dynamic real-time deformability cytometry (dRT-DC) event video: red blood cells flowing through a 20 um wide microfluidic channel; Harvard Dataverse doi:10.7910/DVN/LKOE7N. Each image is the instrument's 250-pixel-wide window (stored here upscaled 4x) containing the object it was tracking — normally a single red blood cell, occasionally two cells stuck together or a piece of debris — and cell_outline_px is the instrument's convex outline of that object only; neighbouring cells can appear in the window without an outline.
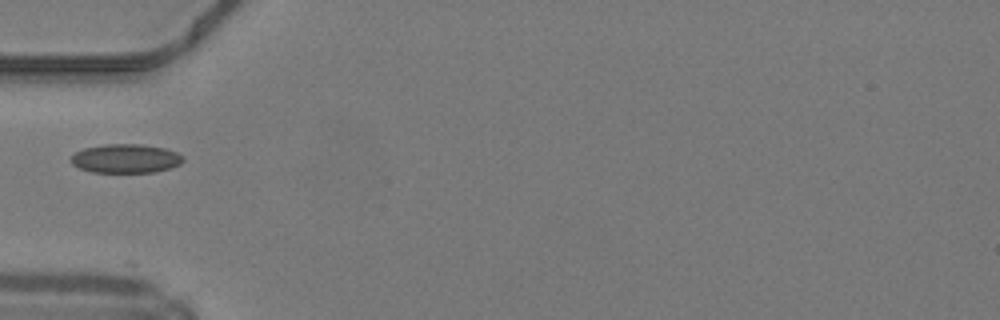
{"species": "common noctule bat (a hibernating species)", "species_latin": "Nyctalus noctula", "temperature_condition": "warm", "stored_images_in_passage": 33, "camera_frame_rate_fps": 3000, "um_per_image_px": 0.085, "animal": {"sex": "male", "body_mass_g": 19.2, "forearm_length_mm": 51.8}, "frame": {"image": 1, "passage_image": 1, "time_ms": 0.0, "image_size_px": [1000, 320], "cell_outline_px": [[184, 160], [180, 164], [172, 168], [156, 172], [92, 172], [80, 168], [72, 164], [72, 156], [76, 152], [84, 148], [104, 144], [140, 144], [164, 148], [176, 152], [184, 156]], "centroid_in_image_um": [10.73, 13.47], "position_along_channel_um": 74.3, "area_um2": 18.9}}
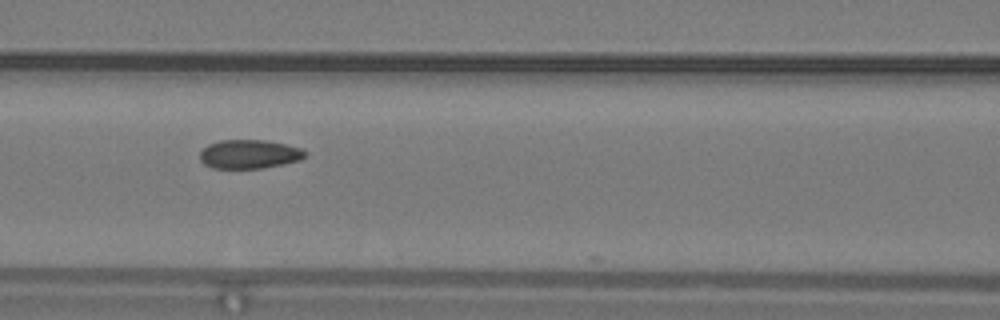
{"frame": {"image": 2, "passage_image": 6, "time_ms": 1.667, "image_size_px": [1000, 320], "cell_outline_px": [[308, 156], [300, 160], [284, 164], [264, 168], [212, 168], [204, 164], [200, 160], [200, 152], [208, 144], [220, 140], [264, 140], [284, 144], [300, 148], [308, 152]], "centroid_in_image_um": [21.21, 13.11], "position_along_channel_um": 145.4, "area_um2": 17.8}}
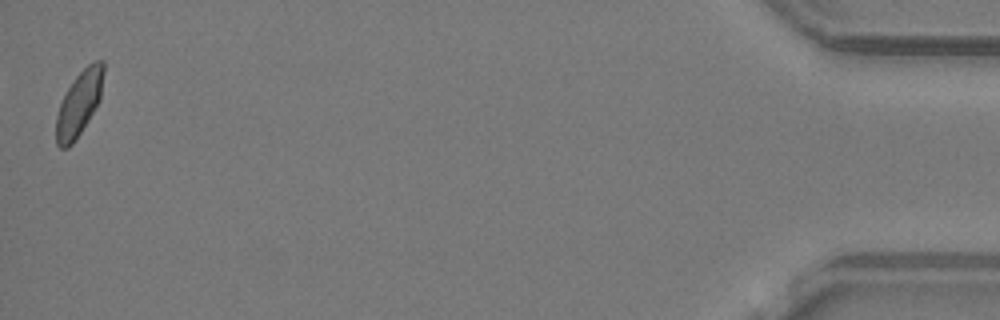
{"frame": {"image": 3, "passage_image": 33, "time_ms": 10.667, "image_size_px": [1000, 320], "cell_outline_px": [[104, 72], [100, 100], [76, 140], [68, 148], [60, 148], [56, 144], [56, 116], [60, 104], [68, 88], [76, 76], [88, 64], [96, 60], [104, 60]], "centroid_in_image_um": [6.73, 8.8], "position_along_channel_um": 428.5, "area_um2": 17.8}}